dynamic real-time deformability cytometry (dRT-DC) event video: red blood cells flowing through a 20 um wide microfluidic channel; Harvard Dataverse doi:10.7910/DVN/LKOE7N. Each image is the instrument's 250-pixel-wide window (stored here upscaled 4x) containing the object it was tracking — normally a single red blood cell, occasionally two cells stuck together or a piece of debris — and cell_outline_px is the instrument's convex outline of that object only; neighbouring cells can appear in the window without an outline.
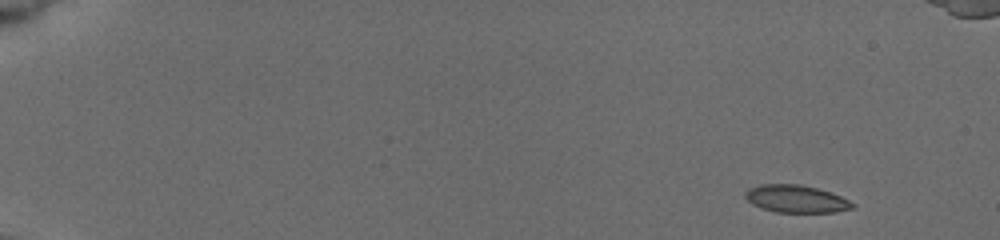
{"species": "common noctule bat (a hibernating species)", "species_latin": "Nyctalus noctula", "temperature_condition": "cold", "stored_images_in_passage": 6, "camera_frame_rate_fps": 3000, "um_per_image_px": 0.085, "animal": {"sex": "female", "body_mass_g": 19.5, "forearm_length_mm": 54.1}, "frame": {"image": 1, "passage_image": 1, "time_ms": 0.0, "image_size_px": [1000, 240], "cell_outline_px": [[856, 208], [836, 212], [776, 212], [760, 208], [752, 204], [744, 196], [744, 192], [748, 188], [760, 184], [800, 184], [816, 188], [840, 196], [856, 204]], "centroid_in_image_um": [67.65, 16.91], "position_along_channel_um": 17.3, "area_um2": 17.28}}
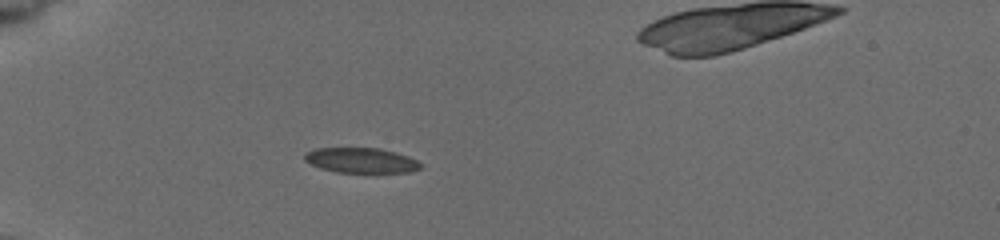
{"frame": {"image": 2, "passage_image": 5, "time_ms": 4.333, "image_size_px": [1000, 240], "cell_outline_px": [[424, 164], [420, 168], [408, 172], [336, 172], [320, 168], [304, 160], [304, 152], [316, 148], [380, 148], [396, 152], [408, 156]], "centroid_in_image_um": [30.69, 13.62], "position_along_channel_um": 54.3, "area_um2": 16.99}}